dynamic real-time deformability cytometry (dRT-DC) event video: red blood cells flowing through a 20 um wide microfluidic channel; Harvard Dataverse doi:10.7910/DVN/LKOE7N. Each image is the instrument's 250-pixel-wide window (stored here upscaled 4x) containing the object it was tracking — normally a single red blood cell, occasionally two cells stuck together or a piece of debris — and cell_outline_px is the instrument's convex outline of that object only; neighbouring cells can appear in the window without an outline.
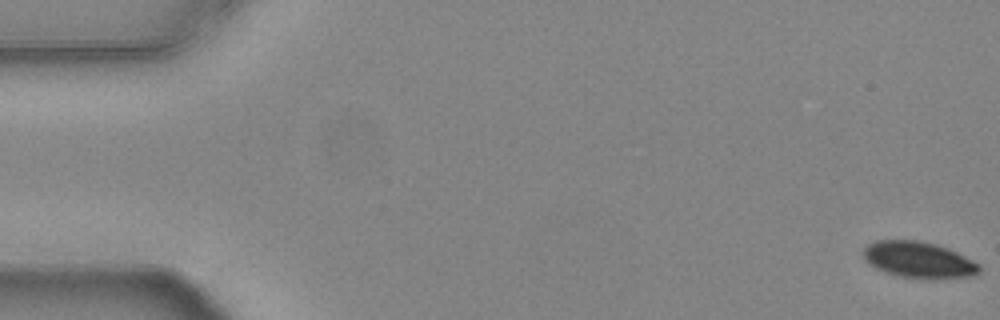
{"species": "common noctule bat (a hibernating species)", "species_latin": "Nyctalus noctula", "temperature_condition": "warm", "stored_images_in_passage": 15, "camera_frame_rate_fps": 3000, "um_per_image_px": 0.085, "animal": {"sex": "female", "body_mass_g": 24.6, "forearm_length_mm": 56.2}, "frame": {"image": 1, "passage_image": 1, "time_ms": 0.0, "image_size_px": [1000, 320], "cell_outline_px": [[980, 272], [972, 276], [936, 280], [928, 280], [900, 276], [884, 272], [868, 264], [864, 260], [864, 248], [868, 244], [876, 240], [916, 240], [936, 244], [948, 248], [980, 264]], "centroid_in_image_um": [78.1, 22.11], "position_along_channel_um": 6.9, "area_um2": 24.85}}
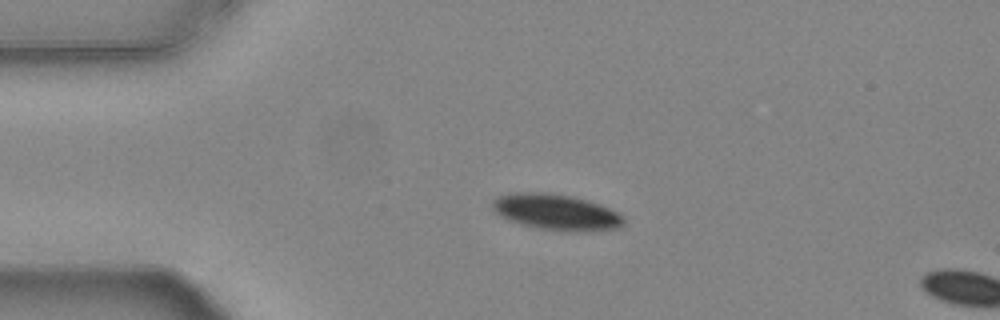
{"frame": {"image": 2, "passage_image": 13, "time_ms": 4.0, "image_size_px": [1000, 320], "cell_outline_px": [[624, 224], [620, 228], [588, 232], [572, 232], [540, 228], [520, 224], [508, 220], [500, 216], [492, 208], [492, 200], [508, 192], [548, 192], [588, 200], [600, 204], [616, 212], [624, 220]], "centroid_in_image_um": [47.26, 18.03], "position_along_channel_um": 37.7, "area_um2": 27.63}}